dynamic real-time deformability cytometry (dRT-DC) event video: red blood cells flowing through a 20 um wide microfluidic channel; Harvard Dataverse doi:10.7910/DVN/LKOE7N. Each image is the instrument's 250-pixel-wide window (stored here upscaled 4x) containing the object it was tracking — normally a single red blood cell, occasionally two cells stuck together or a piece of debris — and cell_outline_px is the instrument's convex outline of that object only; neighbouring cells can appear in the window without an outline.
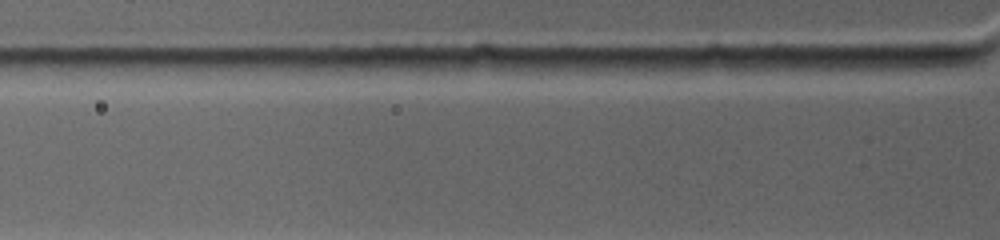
{"species": "common noctule bat (a hibernating species)", "species_latin": "Nyctalus noctula", "temperature_condition": "warm", "stored_images_in_passage": 2, "camera_frame_rate_fps": 4500, "um_per_image_px": 0.085, "animal": {"sex": "female", "body_mass_g": 19.0, "forearm_length_mm": 53.3}, "frame": {"image": 1, "passage_image": 2, "time_ms": 0.667, "image_size_px": [1000, 240], "cell_outline_px": [[972, 60], [968, 64], [948, 68], [880, 76], [804, 68], [816, 56], [956, 56]], "centroid_in_image_um": [75.21, 5.45], "position_along_channel_um": 50.6, "area_um2": 17.51}}